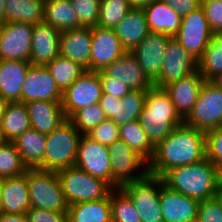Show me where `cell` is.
Here are the masks:
<instances>
[{"label":"cell","mask_w":222,"mask_h":222,"mask_svg":"<svg viewBox=\"0 0 222 222\" xmlns=\"http://www.w3.org/2000/svg\"><path fill=\"white\" fill-rule=\"evenodd\" d=\"M197 70L205 81H213L222 74V32L213 33L210 44L198 60Z\"/></svg>","instance_id":"836d02e7"},{"label":"cell","mask_w":222,"mask_h":222,"mask_svg":"<svg viewBox=\"0 0 222 222\" xmlns=\"http://www.w3.org/2000/svg\"><path fill=\"white\" fill-rule=\"evenodd\" d=\"M214 197L220 203V206L222 208V182L221 181H219V183H218Z\"/></svg>","instance_id":"f5cc1de1"},{"label":"cell","mask_w":222,"mask_h":222,"mask_svg":"<svg viewBox=\"0 0 222 222\" xmlns=\"http://www.w3.org/2000/svg\"><path fill=\"white\" fill-rule=\"evenodd\" d=\"M206 135V157L222 172V127L210 130Z\"/></svg>","instance_id":"7bdbcfd3"},{"label":"cell","mask_w":222,"mask_h":222,"mask_svg":"<svg viewBox=\"0 0 222 222\" xmlns=\"http://www.w3.org/2000/svg\"><path fill=\"white\" fill-rule=\"evenodd\" d=\"M197 61L213 38L208 20L200 6L182 17L179 31L173 36Z\"/></svg>","instance_id":"30bf717a"},{"label":"cell","mask_w":222,"mask_h":222,"mask_svg":"<svg viewBox=\"0 0 222 222\" xmlns=\"http://www.w3.org/2000/svg\"><path fill=\"white\" fill-rule=\"evenodd\" d=\"M30 65L27 61L0 60V95L8 103H21L22 87Z\"/></svg>","instance_id":"d4e9b609"},{"label":"cell","mask_w":222,"mask_h":222,"mask_svg":"<svg viewBox=\"0 0 222 222\" xmlns=\"http://www.w3.org/2000/svg\"><path fill=\"white\" fill-rule=\"evenodd\" d=\"M172 36L150 32L132 51L143 72L154 83L162 68L166 46Z\"/></svg>","instance_id":"e0dca14e"},{"label":"cell","mask_w":222,"mask_h":222,"mask_svg":"<svg viewBox=\"0 0 222 222\" xmlns=\"http://www.w3.org/2000/svg\"><path fill=\"white\" fill-rule=\"evenodd\" d=\"M86 135L104 146H110L115 141L120 139L119 126L111 119L102 121L97 127H94Z\"/></svg>","instance_id":"b9f144b4"},{"label":"cell","mask_w":222,"mask_h":222,"mask_svg":"<svg viewBox=\"0 0 222 222\" xmlns=\"http://www.w3.org/2000/svg\"><path fill=\"white\" fill-rule=\"evenodd\" d=\"M2 185H3V179L0 178V204H1V195H2Z\"/></svg>","instance_id":"9f6ffc18"},{"label":"cell","mask_w":222,"mask_h":222,"mask_svg":"<svg viewBox=\"0 0 222 222\" xmlns=\"http://www.w3.org/2000/svg\"><path fill=\"white\" fill-rule=\"evenodd\" d=\"M201 7L212 32H222V0H201Z\"/></svg>","instance_id":"ee69618b"},{"label":"cell","mask_w":222,"mask_h":222,"mask_svg":"<svg viewBox=\"0 0 222 222\" xmlns=\"http://www.w3.org/2000/svg\"><path fill=\"white\" fill-rule=\"evenodd\" d=\"M61 31L45 22L34 25L31 41L30 63L46 66L59 55Z\"/></svg>","instance_id":"ffe728a7"},{"label":"cell","mask_w":222,"mask_h":222,"mask_svg":"<svg viewBox=\"0 0 222 222\" xmlns=\"http://www.w3.org/2000/svg\"><path fill=\"white\" fill-rule=\"evenodd\" d=\"M28 167L13 142L0 141V178H10L23 175Z\"/></svg>","instance_id":"8d00e7d4"},{"label":"cell","mask_w":222,"mask_h":222,"mask_svg":"<svg viewBox=\"0 0 222 222\" xmlns=\"http://www.w3.org/2000/svg\"><path fill=\"white\" fill-rule=\"evenodd\" d=\"M33 24L5 22L0 25V60L30 62Z\"/></svg>","instance_id":"4fadbf2b"},{"label":"cell","mask_w":222,"mask_h":222,"mask_svg":"<svg viewBox=\"0 0 222 222\" xmlns=\"http://www.w3.org/2000/svg\"><path fill=\"white\" fill-rule=\"evenodd\" d=\"M200 201L163 185L160 206L164 222H196Z\"/></svg>","instance_id":"d6986e66"},{"label":"cell","mask_w":222,"mask_h":222,"mask_svg":"<svg viewBox=\"0 0 222 222\" xmlns=\"http://www.w3.org/2000/svg\"><path fill=\"white\" fill-rule=\"evenodd\" d=\"M7 104H8V101L0 95V123H1V119L3 117Z\"/></svg>","instance_id":"db71d44e"},{"label":"cell","mask_w":222,"mask_h":222,"mask_svg":"<svg viewBox=\"0 0 222 222\" xmlns=\"http://www.w3.org/2000/svg\"><path fill=\"white\" fill-rule=\"evenodd\" d=\"M196 222H222V208L215 197L200 201Z\"/></svg>","instance_id":"f6af8a7d"},{"label":"cell","mask_w":222,"mask_h":222,"mask_svg":"<svg viewBox=\"0 0 222 222\" xmlns=\"http://www.w3.org/2000/svg\"><path fill=\"white\" fill-rule=\"evenodd\" d=\"M43 22L61 32L80 27L77 12L70 0H45Z\"/></svg>","instance_id":"4dcf8cb0"},{"label":"cell","mask_w":222,"mask_h":222,"mask_svg":"<svg viewBox=\"0 0 222 222\" xmlns=\"http://www.w3.org/2000/svg\"><path fill=\"white\" fill-rule=\"evenodd\" d=\"M147 90H132L123 98L102 93L99 104L107 119L118 126L138 120L141 114Z\"/></svg>","instance_id":"2e32d148"},{"label":"cell","mask_w":222,"mask_h":222,"mask_svg":"<svg viewBox=\"0 0 222 222\" xmlns=\"http://www.w3.org/2000/svg\"><path fill=\"white\" fill-rule=\"evenodd\" d=\"M220 181L222 182V172L220 173Z\"/></svg>","instance_id":"6f0895ef"},{"label":"cell","mask_w":222,"mask_h":222,"mask_svg":"<svg viewBox=\"0 0 222 222\" xmlns=\"http://www.w3.org/2000/svg\"><path fill=\"white\" fill-rule=\"evenodd\" d=\"M31 101H62V92L46 66H29L22 87L21 103Z\"/></svg>","instance_id":"ac0fdd59"},{"label":"cell","mask_w":222,"mask_h":222,"mask_svg":"<svg viewBox=\"0 0 222 222\" xmlns=\"http://www.w3.org/2000/svg\"><path fill=\"white\" fill-rule=\"evenodd\" d=\"M80 137L81 133L69 118L47 134L44 170L57 172L75 166Z\"/></svg>","instance_id":"277c9868"},{"label":"cell","mask_w":222,"mask_h":222,"mask_svg":"<svg viewBox=\"0 0 222 222\" xmlns=\"http://www.w3.org/2000/svg\"><path fill=\"white\" fill-rule=\"evenodd\" d=\"M204 81L205 79L200 72L195 70L188 76L164 87L174 104L176 112L183 120L189 115L197 102Z\"/></svg>","instance_id":"44dd1931"},{"label":"cell","mask_w":222,"mask_h":222,"mask_svg":"<svg viewBox=\"0 0 222 222\" xmlns=\"http://www.w3.org/2000/svg\"><path fill=\"white\" fill-rule=\"evenodd\" d=\"M28 222H68V212H58L30 207L26 212Z\"/></svg>","instance_id":"bcb514c9"},{"label":"cell","mask_w":222,"mask_h":222,"mask_svg":"<svg viewBox=\"0 0 222 222\" xmlns=\"http://www.w3.org/2000/svg\"><path fill=\"white\" fill-rule=\"evenodd\" d=\"M130 9L128 0H100L97 25L114 29Z\"/></svg>","instance_id":"f35d334b"},{"label":"cell","mask_w":222,"mask_h":222,"mask_svg":"<svg viewBox=\"0 0 222 222\" xmlns=\"http://www.w3.org/2000/svg\"><path fill=\"white\" fill-rule=\"evenodd\" d=\"M198 68V61L173 37L168 41L158 79L153 86L164 88L188 76Z\"/></svg>","instance_id":"5bb4252c"},{"label":"cell","mask_w":222,"mask_h":222,"mask_svg":"<svg viewBox=\"0 0 222 222\" xmlns=\"http://www.w3.org/2000/svg\"><path fill=\"white\" fill-rule=\"evenodd\" d=\"M119 137L147 162L152 159L155 146L142 129L139 120L120 125Z\"/></svg>","instance_id":"e575fe53"},{"label":"cell","mask_w":222,"mask_h":222,"mask_svg":"<svg viewBox=\"0 0 222 222\" xmlns=\"http://www.w3.org/2000/svg\"><path fill=\"white\" fill-rule=\"evenodd\" d=\"M152 1L153 0H128L130 7L134 9H144Z\"/></svg>","instance_id":"f907efd6"},{"label":"cell","mask_w":222,"mask_h":222,"mask_svg":"<svg viewBox=\"0 0 222 222\" xmlns=\"http://www.w3.org/2000/svg\"><path fill=\"white\" fill-rule=\"evenodd\" d=\"M59 46L60 56L78 63L85 70L90 71L91 27L62 31Z\"/></svg>","instance_id":"7402d4cb"},{"label":"cell","mask_w":222,"mask_h":222,"mask_svg":"<svg viewBox=\"0 0 222 222\" xmlns=\"http://www.w3.org/2000/svg\"><path fill=\"white\" fill-rule=\"evenodd\" d=\"M75 166L93 177L104 180L113 188L108 146L101 145L86 134H81Z\"/></svg>","instance_id":"7c38bea8"},{"label":"cell","mask_w":222,"mask_h":222,"mask_svg":"<svg viewBox=\"0 0 222 222\" xmlns=\"http://www.w3.org/2000/svg\"><path fill=\"white\" fill-rule=\"evenodd\" d=\"M206 158L205 132L184 122L154 149L148 162V171L162 177L167 171L180 166L190 165Z\"/></svg>","instance_id":"6da1fadb"},{"label":"cell","mask_w":222,"mask_h":222,"mask_svg":"<svg viewBox=\"0 0 222 222\" xmlns=\"http://www.w3.org/2000/svg\"><path fill=\"white\" fill-rule=\"evenodd\" d=\"M138 120L154 146L184 122L165 89L155 86L147 90L144 107Z\"/></svg>","instance_id":"3957f363"},{"label":"cell","mask_w":222,"mask_h":222,"mask_svg":"<svg viewBox=\"0 0 222 222\" xmlns=\"http://www.w3.org/2000/svg\"><path fill=\"white\" fill-rule=\"evenodd\" d=\"M57 87L64 92L86 70L78 63L58 55L46 65Z\"/></svg>","instance_id":"d590c367"},{"label":"cell","mask_w":222,"mask_h":222,"mask_svg":"<svg viewBox=\"0 0 222 222\" xmlns=\"http://www.w3.org/2000/svg\"><path fill=\"white\" fill-rule=\"evenodd\" d=\"M12 142L28 168L44 170L45 134L30 128Z\"/></svg>","instance_id":"f1b7e54d"},{"label":"cell","mask_w":222,"mask_h":222,"mask_svg":"<svg viewBox=\"0 0 222 222\" xmlns=\"http://www.w3.org/2000/svg\"><path fill=\"white\" fill-rule=\"evenodd\" d=\"M69 119L81 134H87L107 118L97 102L79 109Z\"/></svg>","instance_id":"ab89813d"},{"label":"cell","mask_w":222,"mask_h":222,"mask_svg":"<svg viewBox=\"0 0 222 222\" xmlns=\"http://www.w3.org/2000/svg\"><path fill=\"white\" fill-rule=\"evenodd\" d=\"M98 73L100 75L103 93H107L121 99L132 91V89L122 81L106 76L102 71H98Z\"/></svg>","instance_id":"7dc6e473"},{"label":"cell","mask_w":222,"mask_h":222,"mask_svg":"<svg viewBox=\"0 0 222 222\" xmlns=\"http://www.w3.org/2000/svg\"><path fill=\"white\" fill-rule=\"evenodd\" d=\"M30 207L27 171L20 176L4 178L0 213L26 214Z\"/></svg>","instance_id":"cb8c5ba5"},{"label":"cell","mask_w":222,"mask_h":222,"mask_svg":"<svg viewBox=\"0 0 222 222\" xmlns=\"http://www.w3.org/2000/svg\"><path fill=\"white\" fill-rule=\"evenodd\" d=\"M31 128L25 103H8L0 123V141H14Z\"/></svg>","instance_id":"f546056e"},{"label":"cell","mask_w":222,"mask_h":222,"mask_svg":"<svg viewBox=\"0 0 222 222\" xmlns=\"http://www.w3.org/2000/svg\"><path fill=\"white\" fill-rule=\"evenodd\" d=\"M162 179L168 188L203 201L214 198L220 173L206 157L194 164L175 167L167 171Z\"/></svg>","instance_id":"7a4b0ae2"},{"label":"cell","mask_w":222,"mask_h":222,"mask_svg":"<svg viewBox=\"0 0 222 222\" xmlns=\"http://www.w3.org/2000/svg\"><path fill=\"white\" fill-rule=\"evenodd\" d=\"M108 150L111 160L113 189H118L131 181L138 180L149 172L148 162L124 141L120 139L115 141L108 146ZM141 167L143 168L141 169Z\"/></svg>","instance_id":"9c48e42d"},{"label":"cell","mask_w":222,"mask_h":222,"mask_svg":"<svg viewBox=\"0 0 222 222\" xmlns=\"http://www.w3.org/2000/svg\"><path fill=\"white\" fill-rule=\"evenodd\" d=\"M181 17L188 15L201 6V0H162Z\"/></svg>","instance_id":"c3c4849f"},{"label":"cell","mask_w":222,"mask_h":222,"mask_svg":"<svg viewBox=\"0 0 222 222\" xmlns=\"http://www.w3.org/2000/svg\"><path fill=\"white\" fill-rule=\"evenodd\" d=\"M68 205L106 198L113 188L104 180L72 166L57 171Z\"/></svg>","instance_id":"8992f818"},{"label":"cell","mask_w":222,"mask_h":222,"mask_svg":"<svg viewBox=\"0 0 222 222\" xmlns=\"http://www.w3.org/2000/svg\"><path fill=\"white\" fill-rule=\"evenodd\" d=\"M0 222H28L26 214L0 213Z\"/></svg>","instance_id":"681fc988"},{"label":"cell","mask_w":222,"mask_h":222,"mask_svg":"<svg viewBox=\"0 0 222 222\" xmlns=\"http://www.w3.org/2000/svg\"><path fill=\"white\" fill-rule=\"evenodd\" d=\"M27 182L31 207L68 212L69 205L56 171L28 168Z\"/></svg>","instance_id":"5b68a950"},{"label":"cell","mask_w":222,"mask_h":222,"mask_svg":"<svg viewBox=\"0 0 222 222\" xmlns=\"http://www.w3.org/2000/svg\"><path fill=\"white\" fill-rule=\"evenodd\" d=\"M121 45L131 52L149 33L143 9L131 8L114 28Z\"/></svg>","instance_id":"83f0119b"},{"label":"cell","mask_w":222,"mask_h":222,"mask_svg":"<svg viewBox=\"0 0 222 222\" xmlns=\"http://www.w3.org/2000/svg\"><path fill=\"white\" fill-rule=\"evenodd\" d=\"M143 11L150 32L173 37L179 31L182 17L162 0H153Z\"/></svg>","instance_id":"4316f807"},{"label":"cell","mask_w":222,"mask_h":222,"mask_svg":"<svg viewBox=\"0 0 222 222\" xmlns=\"http://www.w3.org/2000/svg\"><path fill=\"white\" fill-rule=\"evenodd\" d=\"M45 0H5L6 22H43Z\"/></svg>","instance_id":"d6a6232c"},{"label":"cell","mask_w":222,"mask_h":222,"mask_svg":"<svg viewBox=\"0 0 222 222\" xmlns=\"http://www.w3.org/2000/svg\"><path fill=\"white\" fill-rule=\"evenodd\" d=\"M68 222H112L110 194L103 199L69 205Z\"/></svg>","instance_id":"1f68e13d"},{"label":"cell","mask_w":222,"mask_h":222,"mask_svg":"<svg viewBox=\"0 0 222 222\" xmlns=\"http://www.w3.org/2000/svg\"><path fill=\"white\" fill-rule=\"evenodd\" d=\"M30 118L31 129L42 134L55 130L66 118L61 102L31 101L25 103Z\"/></svg>","instance_id":"484cf974"},{"label":"cell","mask_w":222,"mask_h":222,"mask_svg":"<svg viewBox=\"0 0 222 222\" xmlns=\"http://www.w3.org/2000/svg\"><path fill=\"white\" fill-rule=\"evenodd\" d=\"M5 22H6L5 0H0V25H3Z\"/></svg>","instance_id":"816d5d0a"},{"label":"cell","mask_w":222,"mask_h":222,"mask_svg":"<svg viewBox=\"0 0 222 222\" xmlns=\"http://www.w3.org/2000/svg\"><path fill=\"white\" fill-rule=\"evenodd\" d=\"M163 185L162 177L148 172L144 177L131 181L120 189L131 199L141 222H164L160 206Z\"/></svg>","instance_id":"52a82bcc"},{"label":"cell","mask_w":222,"mask_h":222,"mask_svg":"<svg viewBox=\"0 0 222 222\" xmlns=\"http://www.w3.org/2000/svg\"><path fill=\"white\" fill-rule=\"evenodd\" d=\"M184 123L205 133L222 127V89L214 81H204Z\"/></svg>","instance_id":"ba28073f"},{"label":"cell","mask_w":222,"mask_h":222,"mask_svg":"<svg viewBox=\"0 0 222 222\" xmlns=\"http://www.w3.org/2000/svg\"><path fill=\"white\" fill-rule=\"evenodd\" d=\"M77 12L80 27H94L99 21L100 0H70Z\"/></svg>","instance_id":"60d3db41"},{"label":"cell","mask_w":222,"mask_h":222,"mask_svg":"<svg viewBox=\"0 0 222 222\" xmlns=\"http://www.w3.org/2000/svg\"><path fill=\"white\" fill-rule=\"evenodd\" d=\"M91 35L90 71H102L127 52L114 29L96 25L91 27Z\"/></svg>","instance_id":"9a60e30c"},{"label":"cell","mask_w":222,"mask_h":222,"mask_svg":"<svg viewBox=\"0 0 222 222\" xmlns=\"http://www.w3.org/2000/svg\"><path fill=\"white\" fill-rule=\"evenodd\" d=\"M102 72L106 76L122 81L132 90H148L153 86L131 52H126L112 64L106 66Z\"/></svg>","instance_id":"603a6c76"},{"label":"cell","mask_w":222,"mask_h":222,"mask_svg":"<svg viewBox=\"0 0 222 222\" xmlns=\"http://www.w3.org/2000/svg\"><path fill=\"white\" fill-rule=\"evenodd\" d=\"M222 89V74L213 80Z\"/></svg>","instance_id":"11a10c76"},{"label":"cell","mask_w":222,"mask_h":222,"mask_svg":"<svg viewBox=\"0 0 222 222\" xmlns=\"http://www.w3.org/2000/svg\"><path fill=\"white\" fill-rule=\"evenodd\" d=\"M112 222H141L131 199L120 189L110 192Z\"/></svg>","instance_id":"74e56055"},{"label":"cell","mask_w":222,"mask_h":222,"mask_svg":"<svg viewBox=\"0 0 222 222\" xmlns=\"http://www.w3.org/2000/svg\"><path fill=\"white\" fill-rule=\"evenodd\" d=\"M102 93L99 73L86 70L62 92L61 105L65 118H70L83 107L99 102Z\"/></svg>","instance_id":"8fae6325"}]
</instances>
